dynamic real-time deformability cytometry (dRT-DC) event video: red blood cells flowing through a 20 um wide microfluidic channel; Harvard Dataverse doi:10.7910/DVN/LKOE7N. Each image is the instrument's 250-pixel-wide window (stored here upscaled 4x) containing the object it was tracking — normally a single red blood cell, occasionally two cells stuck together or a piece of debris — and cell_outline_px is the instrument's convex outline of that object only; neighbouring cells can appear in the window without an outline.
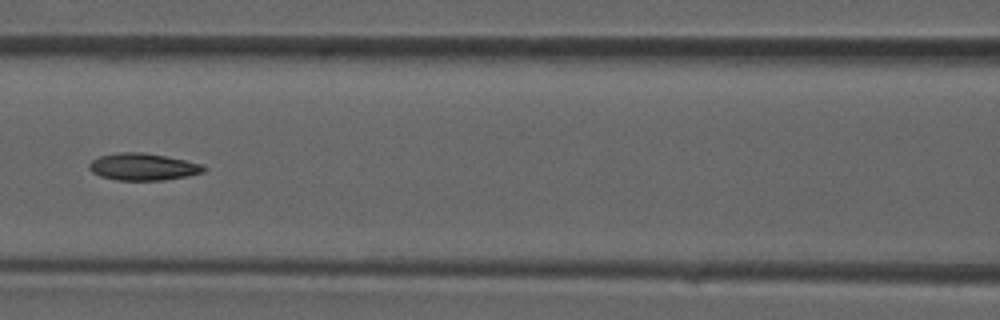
{"species": "common noctule bat (a hibernating species)", "species_latin": "Nyctalus noctula", "temperature_condition": "room temperature", "stored_images_in_passage": 34, "camera_frame_rate_fps": 3000, "um_per_image_px": 0.085, "animal": {"sex": "male", "forearm_length_mm": 52.5}, "frame": {"image": 1, "passage_image": 15, "time_ms": 4.667, "image_size_px": [1000, 320], "cell_outline_px": [[208, 168], [204, 172], [188, 176], [164, 180], [116, 180], [100, 176], [92, 172], [88, 168], [88, 164], [92, 160], [100, 156], [120, 152], [140, 152], [164, 156], [204, 164]], "centroid_in_image_um": [12.17, 14.18], "position_along_channel_um": 154.4, "area_um2": 18.09}}
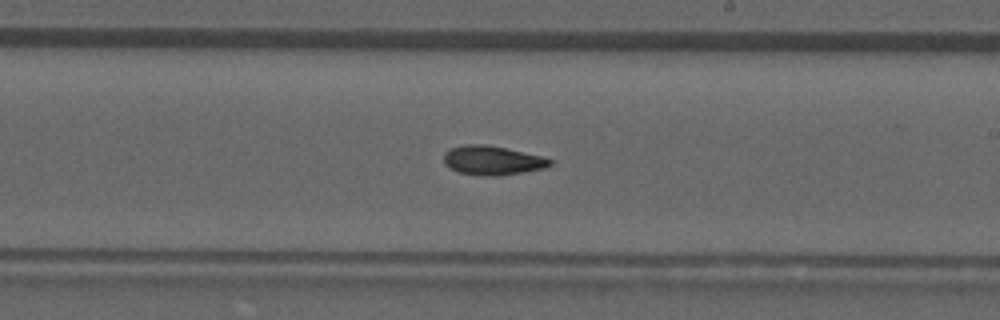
{"frame": {"image": 2, "passage_image": 20, "time_ms": 6.333, "image_size_px": [1000, 320], "cell_outline_px": [[552, 164], [544, 168], [524, 172], [500, 176], [488, 176], [460, 172], [444, 164], [444, 152], [452, 148], [464, 144], [484, 144], [504, 148], [540, 156], [552, 160]], "centroid_in_image_um": [41.84, 13.63], "position_along_channel_um": 247.2, "area_um2": 17.74}}